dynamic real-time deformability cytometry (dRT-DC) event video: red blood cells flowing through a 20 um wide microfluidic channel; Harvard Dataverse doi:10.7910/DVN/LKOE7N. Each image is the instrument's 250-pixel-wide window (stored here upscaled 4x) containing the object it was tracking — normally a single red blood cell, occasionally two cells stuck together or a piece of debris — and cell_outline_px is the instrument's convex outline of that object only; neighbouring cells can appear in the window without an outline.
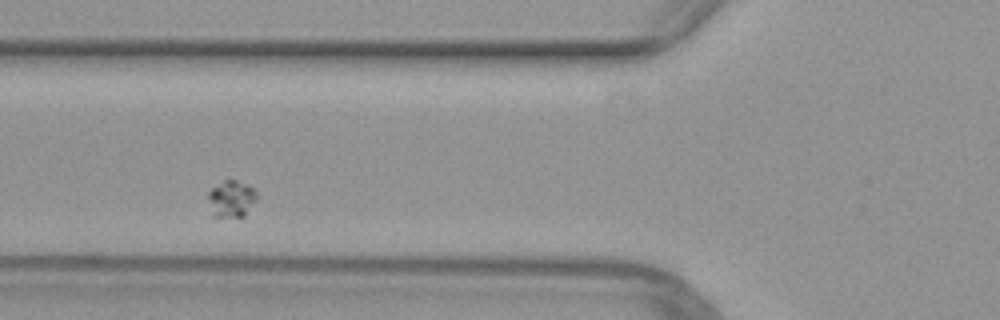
{"species": "common noctule bat (a hibernating species)", "species_latin": "Nyctalus noctula", "temperature_condition": "warm", "stored_images_in_passage": 42, "segment_of_instrument_passage": [1, 2], "camera_frame_rate_fps": 3000, "um_per_image_px": 0.085, "animal": {"sex": "female", "body_mass_g": 29.2, "forearm_length_mm": 56.3}, "frame": {"image": 1, "passage_image": 8, "time_ms": 2.333, "image_size_px": [1000, 320], "cell_outline_px": [[256, 200], [244, 216], [212, 216], [208, 200], [208, 192], [212, 188], [224, 180], [236, 180], [248, 184], [256, 192]], "centroid_in_image_um": [19.65, 16.88], "position_along_channel_um": 106.1, "area_um2": 10.29}}
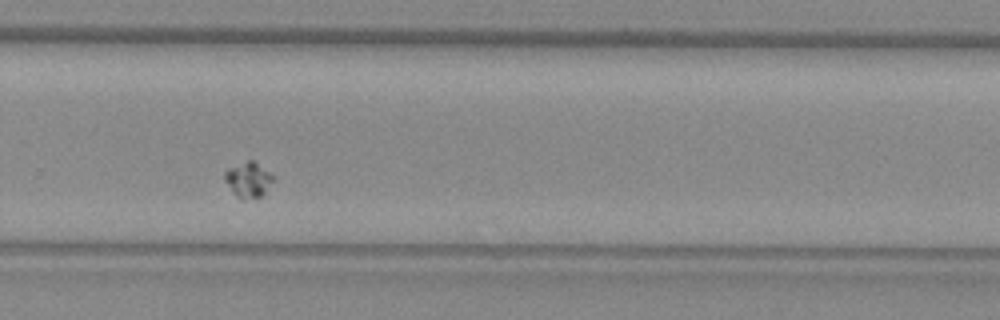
{"frame": {"image": 2, "passage_image": 24, "time_ms": 7.667, "image_size_px": [1000, 320], "cell_outline_px": [[276, 180], [260, 196], [240, 200], [236, 196], [224, 180], [224, 172], [228, 168], [248, 160], [252, 160], [276, 176]], "centroid_in_image_um": [21.13, 15.27], "position_along_channel_um": 308.7, "area_um2": 10.0}}
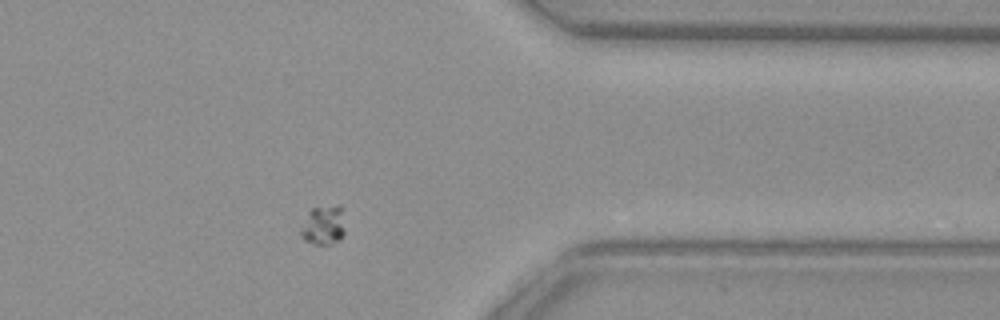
{"frame": {"image": 3, "passage_image": 31, "time_ms": 10.0, "image_size_px": [1000, 320], "cell_outline_px": [[344, 236], [340, 240], [332, 244], [316, 244], [304, 240], [300, 236], [300, 232], [308, 212], [312, 208], [340, 204], [344, 232]], "centroid_in_image_um": [27.49, 19.16], "position_along_channel_um": 383.9, "area_um2": 10.06}}